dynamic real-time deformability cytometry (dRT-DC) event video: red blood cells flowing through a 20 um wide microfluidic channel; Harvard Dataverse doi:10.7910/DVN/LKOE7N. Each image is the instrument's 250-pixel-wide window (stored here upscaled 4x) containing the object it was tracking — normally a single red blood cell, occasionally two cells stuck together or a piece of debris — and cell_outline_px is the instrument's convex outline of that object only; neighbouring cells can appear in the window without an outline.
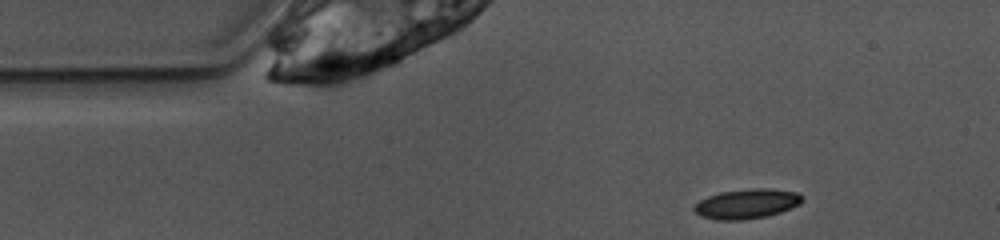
{"species": "common noctule bat (a hibernating species)", "species_latin": "Nyctalus noctula", "temperature_condition": "warm", "stored_images_in_passage": 1, "camera_frame_rate_fps": 3000, "um_per_image_px": 0.085, "animal": {"sex": "female", "body_mass_g": 10.0, "forearm_length_mm": 53.1}, "frame": {"image": 1, "passage_image": 1, "time_ms": 0.0, "image_size_px": [1000, 240], "cell_outline_px": [[804, 200], [800, 204], [780, 212], [768, 216], [740, 220], [720, 220], [700, 216], [692, 208], [700, 200], [708, 196], [720, 192], [752, 188], [772, 188], [796, 192], [804, 196]], "centroid_in_image_um": [63.5, 17.31], "position_along_channel_um": 21.5, "area_um2": 18.79}}